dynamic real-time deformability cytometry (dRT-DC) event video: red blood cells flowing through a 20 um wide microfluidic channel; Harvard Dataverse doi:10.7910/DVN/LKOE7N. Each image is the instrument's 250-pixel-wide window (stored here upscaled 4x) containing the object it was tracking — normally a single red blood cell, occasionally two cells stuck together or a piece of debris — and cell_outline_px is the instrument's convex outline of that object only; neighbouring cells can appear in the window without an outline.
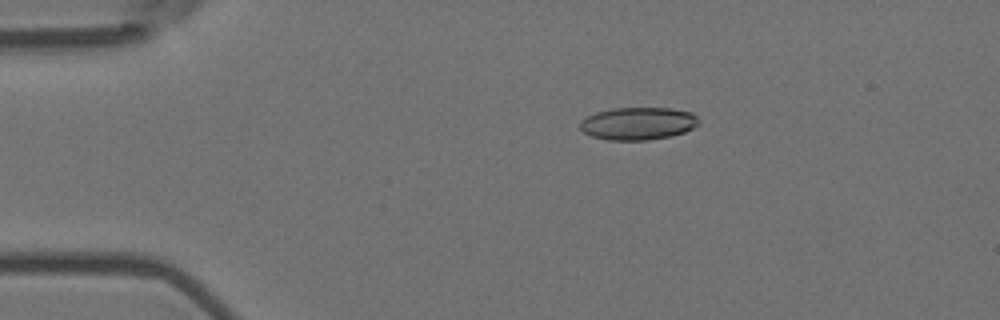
{"species": "Egyptian fruit bat (a non-hibernating species)", "species_latin": "Rousettus aegyptiacus", "temperature_condition": "room temperature", "stored_images_in_passage": 56, "camera_frame_rate_fps": 3000, "um_per_image_px": 0.085, "animal": {"sex": "female"}, "frame": {"image": 1, "passage_image": 11, "time_ms": 3.333, "image_size_px": [1000, 320], "cell_outline_px": [[700, 124], [684, 132], [672, 136], [648, 140], [608, 140], [592, 136], [584, 132], [580, 128], [580, 120], [596, 112], [612, 108], [668, 108], [692, 112], [700, 120]], "centroid_in_image_um": [54.25, 10.5], "position_along_channel_um": 30.8, "area_um2": 22.66}}
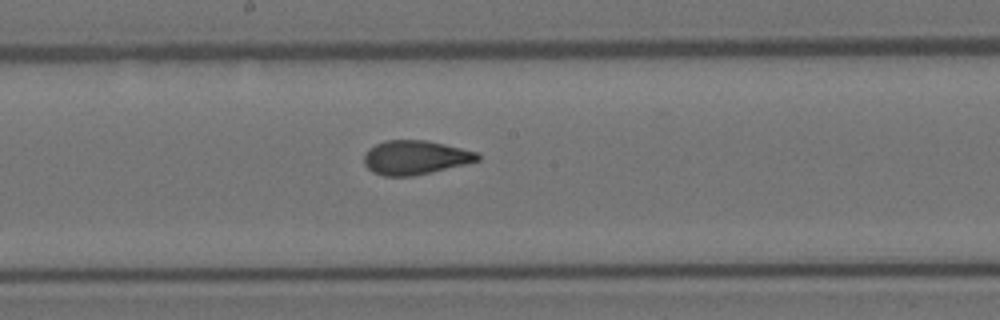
{"frame": {"image": 2, "passage_image": 30, "time_ms": 9.667, "image_size_px": [1000, 320], "cell_outline_px": [[480, 160], [464, 164], [412, 176], [384, 176], [372, 172], [364, 164], [364, 156], [368, 148], [384, 140], [424, 140], [444, 144], [480, 152]], "centroid_in_image_um": [35.28, 13.38], "position_along_channel_um": 212.9, "area_um2": 22.48}}
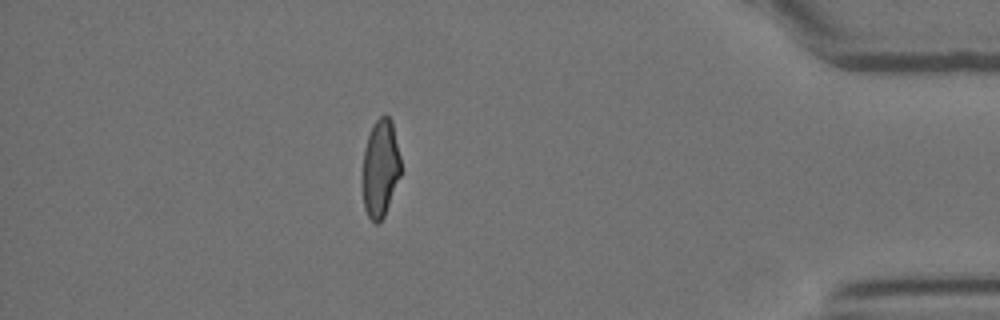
{"frame": {"image": 3, "passage_image": 49, "time_ms": 16.0, "image_size_px": [1000, 320], "cell_outline_px": [[400, 176], [384, 216], [376, 224], [368, 216], [364, 208], [360, 184], [360, 176], [364, 148], [372, 124], [380, 116], [388, 116], [392, 120], [400, 156]], "centroid_in_image_um": [32.28, 14.31], "position_along_channel_um": 402.9, "area_um2": 22.31}, "authors_computed_cell_mechanics": {"area_um2": 22.7732, "velocity_mm_per_s": 3.6836, "shape_relaxation_time_tau1_ms": 6.7976, "shape_relaxation_time_tau2_ms": 1.1641, "deformation_change_tau1": 0.201, "deformation_change_tau2": 0.077}}